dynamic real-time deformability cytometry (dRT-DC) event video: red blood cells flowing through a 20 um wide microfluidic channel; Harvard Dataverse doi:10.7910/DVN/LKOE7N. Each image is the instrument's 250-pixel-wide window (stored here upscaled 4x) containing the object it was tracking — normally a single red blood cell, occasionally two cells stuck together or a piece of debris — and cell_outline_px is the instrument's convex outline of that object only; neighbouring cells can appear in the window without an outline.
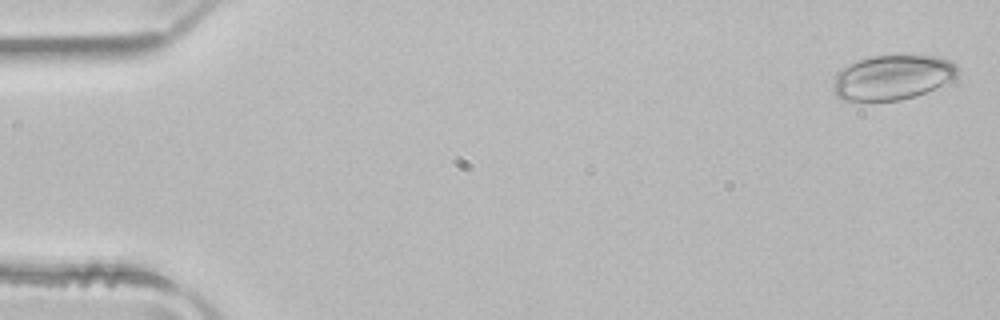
{"species": "common noctule bat (a hibernating species)", "species_latin": "Nyctalus noctula", "temperature_condition": "room temperature", "stored_images_in_passage": 51, "camera_frame_rate_fps": 3000, "um_per_image_px": 0.085, "animal": {"sex": "male", "body_mass_g": 21.5, "forearm_length_mm": 52.0}, "frame": {"image": 1, "passage_image": 2, "time_ms": 0.333, "image_size_px": [1000, 320], "cell_outline_px": [[960, 68], [956, 76], [952, 80], [924, 92], [900, 100], [844, 100], [836, 96], [836, 72], [848, 64], [872, 56], [936, 56], [948, 60], [956, 64]], "centroid_in_image_um": [75.89, 6.56], "position_along_channel_um": 9.1, "area_um2": 31.79}}
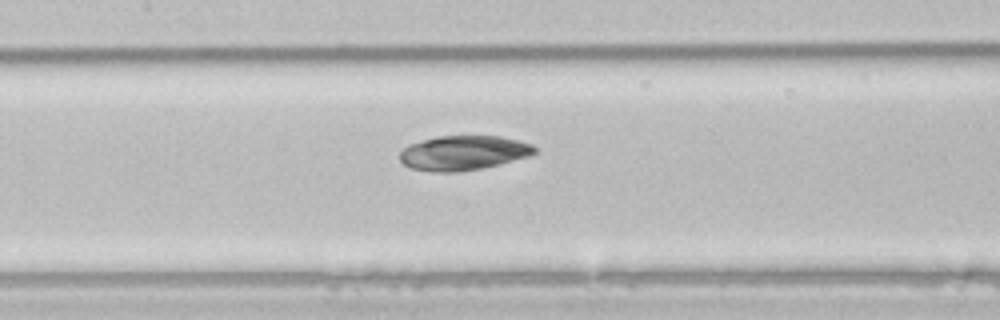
{"frame": {"image": 2, "passage_image": 24, "time_ms": 7.667, "image_size_px": [1000, 320], "cell_outline_px": [[536, 152], [528, 156], [480, 168], [456, 172], [432, 172], [408, 168], [400, 160], [400, 152], [408, 144], [440, 136], [500, 136], [532, 144], [536, 148]], "centroid_in_image_um": [39.34, 13.0], "position_along_channel_um": 168.1, "area_um2": 26.88}}
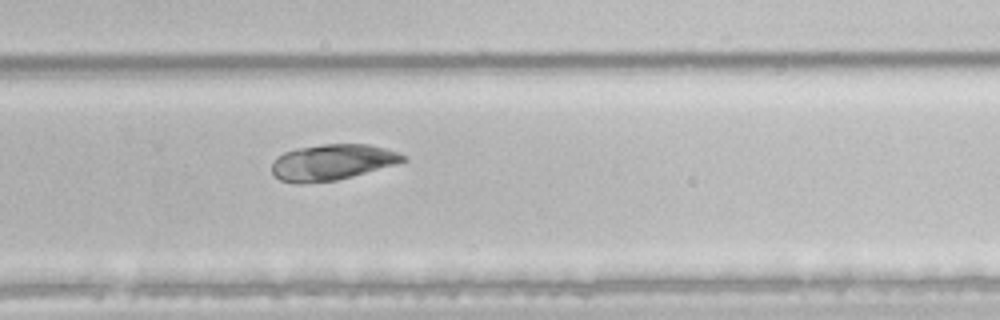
{"frame": {"image": 3, "passage_image": 34, "time_ms": 11.0, "image_size_px": [1000, 320], "cell_outline_px": [[408, 160], [396, 164], [352, 176], [336, 180], [300, 184], [296, 184], [280, 180], [272, 172], [272, 164], [276, 156], [284, 152], [296, 148], [324, 144], [368, 144], [384, 148], [408, 156]], "centroid_in_image_um": [28.22, 13.79], "position_along_channel_um": 301.6, "area_um2": 27.46}}